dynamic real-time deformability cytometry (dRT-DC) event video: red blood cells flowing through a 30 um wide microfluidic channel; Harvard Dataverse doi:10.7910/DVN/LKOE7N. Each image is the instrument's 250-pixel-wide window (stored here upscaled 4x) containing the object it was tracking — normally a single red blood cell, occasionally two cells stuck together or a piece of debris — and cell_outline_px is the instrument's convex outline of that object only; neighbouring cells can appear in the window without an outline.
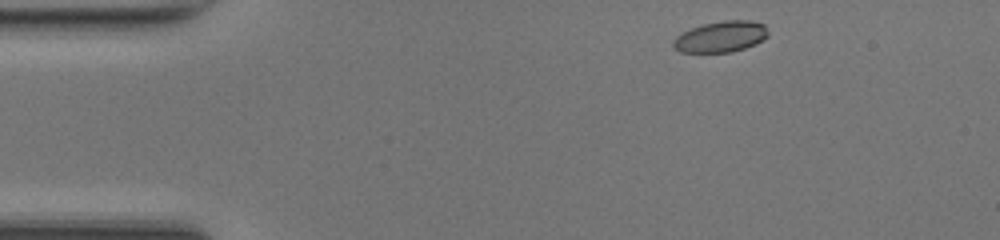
{"species": "common noctule bat (a hibernating species)", "species_latin": "Nyctalus noctula", "temperature_condition": "room temperature", "stored_images_in_passage": 43, "camera_frame_rate_fps": 3000, "um_per_image_px": 0.085, "animal": {"sex": "female", "body_mass_g": 17.0, "forearm_length_mm": 48.0}, "frame": {"image": 1, "passage_image": 1, "time_ms": 0.0, "image_size_px": [1000, 240], "cell_outline_px": [[768, 36], [764, 40], [756, 44], [732, 52], [680, 52], [672, 44], [672, 40], [676, 36], [692, 28], [704, 24], [724, 20], [752, 20], [764, 24], [768, 32]], "centroid_in_image_um": [61.3, 3.11], "position_along_channel_um": 23.7, "area_um2": 17.17}}
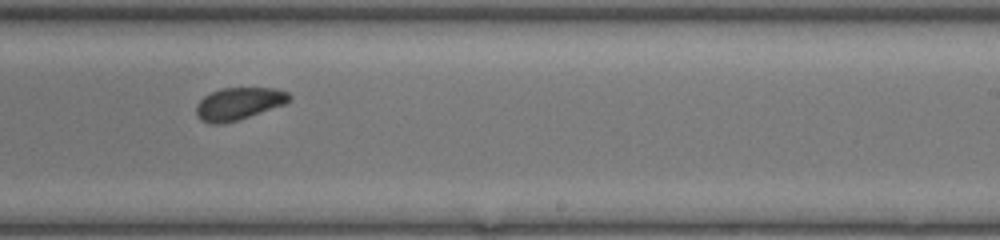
{"frame": {"image": 2, "passage_image": 24, "time_ms": 7.667, "image_size_px": [1000, 240], "cell_outline_px": [[292, 96], [284, 104], [224, 124], [208, 124], [200, 120], [196, 116], [196, 104], [204, 96], [220, 88], [276, 88], [288, 92]], "centroid_in_image_um": [20.24, 8.81], "position_along_channel_um": 268.8, "area_um2": 17.46}}
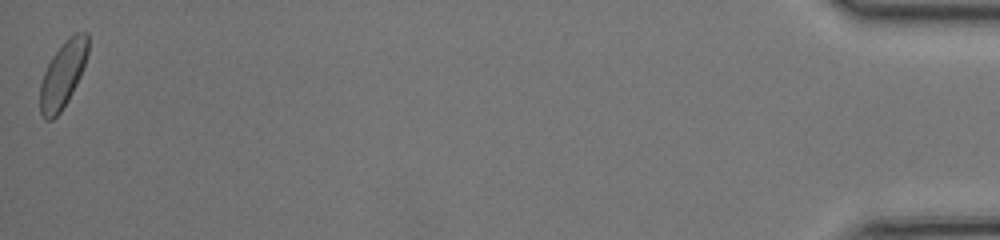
{"frame": {"image": 3, "passage_image": 43, "time_ms": 14.0, "image_size_px": [1000, 240], "cell_outline_px": [[88, 52], [80, 76], [68, 100], [60, 112], [52, 120], [44, 120], [40, 112], [40, 84], [44, 72], [52, 56], [76, 32], [88, 32]], "centroid_in_image_um": [5.33, 6.38], "position_along_channel_um": 429.9, "area_um2": 18.09}, "authors_computed_cell_mechanics": {"area_um2": 17.8602, "velocity_mm_per_s": 4.1884, "shape_relaxation_time_tau1_ms": 1.4636, "shape_relaxation_time_tau2_ms": null, "deformation_change_tau1": 0.0608, "deformation_change_tau2": null}}